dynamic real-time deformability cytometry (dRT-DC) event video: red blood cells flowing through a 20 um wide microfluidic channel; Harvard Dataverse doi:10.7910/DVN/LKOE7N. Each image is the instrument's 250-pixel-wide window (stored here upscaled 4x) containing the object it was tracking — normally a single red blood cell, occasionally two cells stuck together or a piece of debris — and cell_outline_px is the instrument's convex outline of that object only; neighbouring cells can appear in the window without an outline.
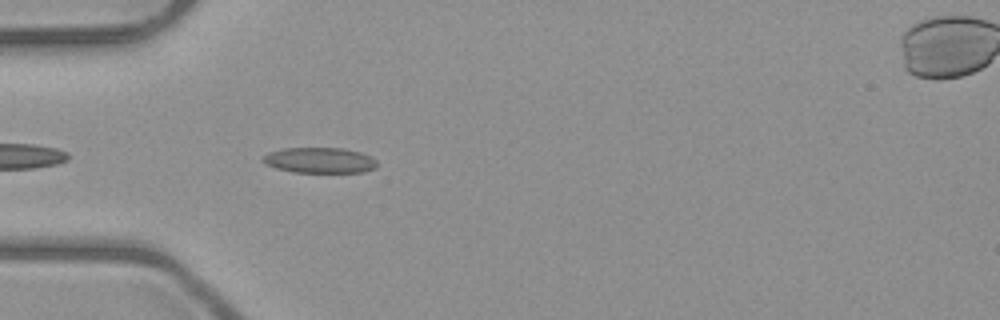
{"species": "common noctule bat (a hibernating species)", "species_latin": "Nyctalus noctula", "temperature_condition": "room temperature", "stored_images_in_passage": 6, "camera_frame_rate_fps": 3000, "um_per_image_px": 0.085, "animal": {"sex": "male", "body_mass_g": 23.1, "forearm_length_mm": 52.7}, "frame": {"image": 1, "passage_image": 5, "time_ms": 4.667, "image_size_px": [1000, 320], "cell_outline_px": [[376, 168], [364, 172], [292, 172], [276, 168], [260, 160], [268, 152], [280, 148], [344, 148], [360, 152], [372, 156], [376, 160]], "centroid_in_image_um": [27.18, 13.62], "position_along_channel_um": 57.8, "area_um2": 17.11}}